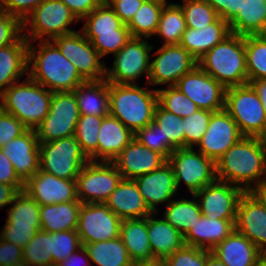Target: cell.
Masks as SVG:
<instances>
[{"instance_id": "1", "label": "cell", "mask_w": 266, "mask_h": 266, "mask_svg": "<svg viewBox=\"0 0 266 266\" xmlns=\"http://www.w3.org/2000/svg\"><path fill=\"white\" fill-rule=\"evenodd\" d=\"M217 180L249 192L266 181V147L261 137L243 136L216 161Z\"/></svg>"}, {"instance_id": "2", "label": "cell", "mask_w": 266, "mask_h": 266, "mask_svg": "<svg viewBox=\"0 0 266 266\" xmlns=\"http://www.w3.org/2000/svg\"><path fill=\"white\" fill-rule=\"evenodd\" d=\"M28 76L50 92H71L86 82L53 41L29 42Z\"/></svg>"}, {"instance_id": "3", "label": "cell", "mask_w": 266, "mask_h": 266, "mask_svg": "<svg viewBox=\"0 0 266 266\" xmlns=\"http://www.w3.org/2000/svg\"><path fill=\"white\" fill-rule=\"evenodd\" d=\"M157 104V90L149 84L109 83V114L134 134L153 122Z\"/></svg>"}, {"instance_id": "4", "label": "cell", "mask_w": 266, "mask_h": 266, "mask_svg": "<svg viewBox=\"0 0 266 266\" xmlns=\"http://www.w3.org/2000/svg\"><path fill=\"white\" fill-rule=\"evenodd\" d=\"M198 65L225 88L248 84L245 36L231 33L204 54Z\"/></svg>"}, {"instance_id": "5", "label": "cell", "mask_w": 266, "mask_h": 266, "mask_svg": "<svg viewBox=\"0 0 266 266\" xmlns=\"http://www.w3.org/2000/svg\"><path fill=\"white\" fill-rule=\"evenodd\" d=\"M53 92L32 80L10 85L0 97V108L22 122L28 129H35L49 113Z\"/></svg>"}, {"instance_id": "6", "label": "cell", "mask_w": 266, "mask_h": 266, "mask_svg": "<svg viewBox=\"0 0 266 266\" xmlns=\"http://www.w3.org/2000/svg\"><path fill=\"white\" fill-rule=\"evenodd\" d=\"M78 22L62 1L45 0L22 22V35L28 42L52 41L58 36L77 31L71 25Z\"/></svg>"}, {"instance_id": "7", "label": "cell", "mask_w": 266, "mask_h": 266, "mask_svg": "<svg viewBox=\"0 0 266 266\" xmlns=\"http://www.w3.org/2000/svg\"><path fill=\"white\" fill-rule=\"evenodd\" d=\"M149 38L131 37L114 55L112 66L106 64L105 80L114 84H140L137 81L145 76L148 84L151 53L155 45Z\"/></svg>"}, {"instance_id": "8", "label": "cell", "mask_w": 266, "mask_h": 266, "mask_svg": "<svg viewBox=\"0 0 266 266\" xmlns=\"http://www.w3.org/2000/svg\"><path fill=\"white\" fill-rule=\"evenodd\" d=\"M224 109L243 136L262 138L266 134L265 110L251 84L226 88Z\"/></svg>"}, {"instance_id": "9", "label": "cell", "mask_w": 266, "mask_h": 266, "mask_svg": "<svg viewBox=\"0 0 266 266\" xmlns=\"http://www.w3.org/2000/svg\"><path fill=\"white\" fill-rule=\"evenodd\" d=\"M39 170L58 178L76 179L90 161L75 136L39 143Z\"/></svg>"}, {"instance_id": "10", "label": "cell", "mask_w": 266, "mask_h": 266, "mask_svg": "<svg viewBox=\"0 0 266 266\" xmlns=\"http://www.w3.org/2000/svg\"><path fill=\"white\" fill-rule=\"evenodd\" d=\"M168 163L173 168L178 191L185 184L187 192L194 194L217 180L216 162L196 148L175 149Z\"/></svg>"}, {"instance_id": "11", "label": "cell", "mask_w": 266, "mask_h": 266, "mask_svg": "<svg viewBox=\"0 0 266 266\" xmlns=\"http://www.w3.org/2000/svg\"><path fill=\"white\" fill-rule=\"evenodd\" d=\"M80 113L75 92H53L49 113L35 128L39 143L75 135Z\"/></svg>"}, {"instance_id": "12", "label": "cell", "mask_w": 266, "mask_h": 266, "mask_svg": "<svg viewBox=\"0 0 266 266\" xmlns=\"http://www.w3.org/2000/svg\"><path fill=\"white\" fill-rule=\"evenodd\" d=\"M10 206L6 209L8 215L0 230V238L23 248L41 229L40 205L21 191Z\"/></svg>"}, {"instance_id": "13", "label": "cell", "mask_w": 266, "mask_h": 266, "mask_svg": "<svg viewBox=\"0 0 266 266\" xmlns=\"http://www.w3.org/2000/svg\"><path fill=\"white\" fill-rule=\"evenodd\" d=\"M197 65L198 60L180 44L161 45L152 50L148 84L156 90L158 86H173Z\"/></svg>"}, {"instance_id": "14", "label": "cell", "mask_w": 266, "mask_h": 266, "mask_svg": "<svg viewBox=\"0 0 266 266\" xmlns=\"http://www.w3.org/2000/svg\"><path fill=\"white\" fill-rule=\"evenodd\" d=\"M61 53L76 66L86 81H99L105 78V59H102L82 31L58 36L52 40Z\"/></svg>"}, {"instance_id": "15", "label": "cell", "mask_w": 266, "mask_h": 266, "mask_svg": "<svg viewBox=\"0 0 266 266\" xmlns=\"http://www.w3.org/2000/svg\"><path fill=\"white\" fill-rule=\"evenodd\" d=\"M121 180L122 175L112 162L89 161L76 177L78 200L105 203Z\"/></svg>"}, {"instance_id": "16", "label": "cell", "mask_w": 266, "mask_h": 266, "mask_svg": "<svg viewBox=\"0 0 266 266\" xmlns=\"http://www.w3.org/2000/svg\"><path fill=\"white\" fill-rule=\"evenodd\" d=\"M121 222L122 219L104 203H82L77 233L83 246L112 240L120 236Z\"/></svg>"}, {"instance_id": "17", "label": "cell", "mask_w": 266, "mask_h": 266, "mask_svg": "<svg viewBox=\"0 0 266 266\" xmlns=\"http://www.w3.org/2000/svg\"><path fill=\"white\" fill-rule=\"evenodd\" d=\"M199 109L218 112L224 109L226 88L199 65L183 75L174 85Z\"/></svg>"}, {"instance_id": "18", "label": "cell", "mask_w": 266, "mask_h": 266, "mask_svg": "<svg viewBox=\"0 0 266 266\" xmlns=\"http://www.w3.org/2000/svg\"><path fill=\"white\" fill-rule=\"evenodd\" d=\"M245 192L238 186L216 180L194 193L201 213L208 219H236L240 197Z\"/></svg>"}, {"instance_id": "19", "label": "cell", "mask_w": 266, "mask_h": 266, "mask_svg": "<svg viewBox=\"0 0 266 266\" xmlns=\"http://www.w3.org/2000/svg\"><path fill=\"white\" fill-rule=\"evenodd\" d=\"M243 135L225 109L213 112L197 150L215 162Z\"/></svg>"}, {"instance_id": "20", "label": "cell", "mask_w": 266, "mask_h": 266, "mask_svg": "<svg viewBox=\"0 0 266 266\" xmlns=\"http://www.w3.org/2000/svg\"><path fill=\"white\" fill-rule=\"evenodd\" d=\"M40 206L79 201L76 179L58 178L39 170L24 183V190Z\"/></svg>"}, {"instance_id": "21", "label": "cell", "mask_w": 266, "mask_h": 266, "mask_svg": "<svg viewBox=\"0 0 266 266\" xmlns=\"http://www.w3.org/2000/svg\"><path fill=\"white\" fill-rule=\"evenodd\" d=\"M140 194L153 213L159 212V205H166L178 195L173 168L167 162L161 168L134 179Z\"/></svg>"}, {"instance_id": "22", "label": "cell", "mask_w": 266, "mask_h": 266, "mask_svg": "<svg viewBox=\"0 0 266 266\" xmlns=\"http://www.w3.org/2000/svg\"><path fill=\"white\" fill-rule=\"evenodd\" d=\"M168 160L133 138L112 161L123 179H132L161 168Z\"/></svg>"}, {"instance_id": "23", "label": "cell", "mask_w": 266, "mask_h": 266, "mask_svg": "<svg viewBox=\"0 0 266 266\" xmlns=\"http://www.w3.org/2000/svg\"><path fill=\"white\" fill-rule=\"evenodd\" d=\"M235 230L266 253V209L249 192L239 199Z\"/></svg>"}, {"instance_id": "24", "label": "cell", "mask_w": 266, "mask_h": 266, "mask_svg": "<svg viewBox=\"0 0 266 266\" xmlns=\"http://www.w3.org/2000/svg\"><path fill=\"white\" fill-rule=\"evenodd\" d=\"M18 177L25 183L39 171V142L35 129H27L1 148Z\"/></svg>"}, {"instance_id": "25", "label": "cell", "mask_w": 266, "mask_h": 266, "mask_svg": "<svg viewBox=\"0 0 266 266\" xmlns=\"http://www.w3.org/2000/svg\"><path fill=\"white\" fill-rule=\"evenodd\" d=\"M133 138L132 131L116 117L107 114L99 130L97 150L89 157V160L112 162Z\"/></svg>"}, {"instance_id": "26", "label": "cell", "mask_w": 266, "mask_h": 266, "mask_svg": "<svg viewBox=\"0 0 266 266\" xmlns=\"http://www.w3.org/2000/svg\"><path fill=\"white\" fill-rule=\"evenodd\" d=\"M122 220L146 218L153 213L132 179H123L104 203Z\"/></svg>"}, {"instance_id": "27", "label": "cell", "mask_w": 266, "mask_h": 266, "mask_svg": "<svg viewBox=\"0 0 266 266\" xmlns=\"http://www.w3.org/2000/svg\"><path fill=\"white\" fill-rule=\"evenodd\" d=\"M211 254L226 266H255L264 256L246 236L234 230Z\"/></svg>"}, {"instance_id": "28", "label": "cell", "mask_w": 266, "mask_h": 266, "mask_svg": "<svg viewBox=\"0 0 266 266\" xmlns=\"http://www.w3.org/2000/svg\"><path fill=\"white\" fill-rule=\"evenodd\" d=\"M28 40L21 35L13 44L0 48V97L13 83L28 76Z\"/></svg>"}, {"instance_id": "29", "label": "cell", "mask_w": 266, "mask_h": 266, "mask_svg": "<svg viewBox=\"0 0 266 266\" xmlns=\"http://www.w3.org/2000/svg\"><path fill=\"white\" fill-rule=\"evenodd\" d=\"M158 213L147 216V232L149 236L150 249L155 260L163 261L176 250L185 245L184 236L173 228Z\"/></svg>"}, {"instance_id": "30", "label": "cell", "mask_w": 266, "mask_h": 266, "mask_svg": "<svg viewBox=\"0 0 266 266\" xmlns=\"http://www.w3.org/2000/svg\"><path fill=\"white\" fill-rule=\"evenodd\" d=\"M236 219L201 218L184 236L186 245L212 250L235 230Z\"/></svg>"}, {"instance_id": "31", "label": "cell", "mask_w": 266, "mask_h": 266, "mask_svg": "<svg viewBox=\"0 0 266 266\" xmlns=\"http://www.w3.org/2000/svg\"><path fill=\"white\" fill-rule=\"evenodd\" d=\"M230 34L229 23L219 17L214 23L201 29L186 28L180 45L199 60Z\"/></svg>"}, {"instance_id": "32", "label": "cell", "mask_w": 266, "mask_h": 266, "mask_svg": "<svg viewBox=\"0 0 266 266\" xmlns=\"http://www.w3.org/2000/svg\"><path fill=\"white\" fill-rule=\"evenodd\" d=\"M120 237L135 265L156 261L150 249L147 217L122 220Z\"/></svg>"}, {"instance_id": "33", "label": "cell", "mask_w": 266, "mask_h": 266, "mask_svg": "<svg viewBox=\"0 0 266 266\" xmlns=\"http://www.w3.org/2000/svg\"><path fill=\"white\" fill-rule=\"evenodd\" d=\"M81 22L84 24L80 30L91 42L98 35L130 34L127 25L115 14L114 9L105 3H100Z\"/></svg>"}, {"instance_id": "34", "label": "cell", "mask_w": 266, "mask_h": 266, "mask_svg": "<svg viewBox=\"0 0 266 266\" xmlns=\"http://www.w3.org/2000/svg\"><path fill=\"white\" fill-rule=\"evenodd\" d=\"M80 115L106 116L109 114V82L86 81L75 90Z\"/></svg>"}, {"instance_id": "35", "label": "cell", "mask_w": 266, "mask_h": 266, "mask_svg": "<svg viewBox=\"0 0 266 266\" xmlns=\"http://www.w3.org/2000/svg\"><path fill=\"white\" fill-rule=\"evenodd\" d=\"M80 201L40 206L41 229L47 232L77 230Z\"/></svg>"}, {"instance_id": "36", "label": "cell", "mask_w": 266, "mask_h": 266, "mask_svg": "<svg viewBox=\"0 0 266 266\" xmlns=\"http://www.w3.org/2000/svg\"><path fill=\"white\" fill-rule=\"evenodd\" d=\"M230 31L237 35L266 34V2L246 0L237 16L229 23Z\"/></svg>"}, {"instance_id": "37", "label": "cell", "mask_w": 266, "mask_h": 266, "mask_svg": "<svg viewBox=\"0 0 266 266\" xmlns=\"http://www.w3.org/2000/svg\"><path fill=\"white\" fill-rule=\"evenodd\" d=\"M190 196H188L189 199L184 196L179 199L174 198L166 204L162 214L163 218L183 236L203 215L194 194H190Z\"/></svg>"}, {"instance_id": "38", "label": "cell", "mask_w": 266, "mask_h": 266, "mask_svg": "<svg viewBox=\"0 0 266 266\" xmlns=\"http://www.w3.org/2000/svg\"><path fill=\"white\" fill-rule=\"evenodd\" d=\"M84 247L92 266H136L120 236L112 240L87 243Z\"/></svg>"}, {"instance_id": "39", "label": "cell", "mask_w": 266, "mask_h": 266, "mask_svg": "<svg viewBox=\"0 0 266 266\" xmlns=\"http://www.w3.org/2000/svg\"><path fill=\"white\" fill-rule=\"evenodd\" d=\"M186 28L181 6L177 2H168L161 12L154 37L160 38L162 45H179Z\"/></svg>"}, {"instance_id": "40", "label": "cell", "mask_w": 266, "mask_h": 266, "mask_svg": "<svg viewBox=\"0 0 266 266\" xmlns=\"http://www.w3.org/2000/svg\"><path fill=\"white\" fill-rule=\"evenodd\" d=\"M165 5L166 2L163 1L145 0L127 24L131 36L151 40L157 31L160 15Z\"/></svg>"}, {"instance_id": "41", "label": "cell", "mask_w": 266, "mask_h": 266, "mask_svg": "<svg viewBox=\"0 0 266 266\" xmlns=\"http://www.w3.org/2000/svg\"><path fill=\"white\" fill-rule=\"evenodd\" d=\"M245 50L248 83L266 79V34L246 35Z\"/></svg>"}, {"instance_id": "42", "label": "cell", "mask_w": 266, "mask_h": 266, "mask_svg": "<svg viewBox=\"0 0 266 266\" xmlns=\"http://www.w3.org/2000/svg\"><path fill=\"white\" fill-rule=\"evenodd\" d=\"M157 95L158 104L163 109L181 118L190 116L199 109L190 98L181 93L174 85L157 88Z\"/></svg>"}, {"instance_id": "43", "label": "cell", "mask_w": 266, "mask_h": 266, "mask_svg": "<svg viewBox=\"0 0 266 266\" xmlns=\"http://www.w3.org/2000/svg\"><path fill=\"white\" fill-rule=\"evenodd\" d=\"M23 260L30 266L52 265L51 232L38 230L23 247Z\"/></svg>"}, {"instance_id": "44", "label": "cell", "mask_w": 266, "mask_h": 266, "mask_svg": "<svg viewBox=\"0 0 266 266\" xmlns=\"http://www.w3.org/2000/svg\"><path fill=\"white\" fill-rule=\"evenodd\" d=\"M177 2L183 9L187 28L201 29L214 23L219 15L205 0H181Z\"/></svg>"}, {"instance_id": "45", "label": "cell", "mask_w": 266, "mask_h": 266, "mask_svg": "<svg viewBox=\"0 0 266 266\" xmlns=\"http://www.w3.org/2000/svg\"><path fill=\"white\" fill-rule=\"evenodd\" d=\"M104 117L80 115L77 122L74 136L88 158L97 150L99 130Z\"/></svg>"}, {"instance_id": "46", "label": "cell", "mask_w": 266, "mask_h": 266, "mask_svg": "<svg viewBox=\"0 0 266 266\" xmlns=\"http://www.w3.org/2000/svg\"><path fill=\"white\" fill-rule=\"evenodd\" d=\"M153 122L161 128L164 137L168 138L169 142L176 149L184 148L183 118L163 109L157 104Z\"/></svg>"}, {"instance_id": "47", "label": "cell", "mask_w": 266, "mask_h": 266, "mask_svg": "<svg viewBox=\"0 0 266 266\" xmlns=\"http://www.w3.org/2000/svg\"><path fill=\"white\" fill-rule=\"evenodd\" d=\"M212 111L198 109L192 115L183 118L184 148H196L209 125Z\"/></svg>"}, {"instance_id": "48", "label": "cell", "mask_w": 266, "mask_h": 266, "mask_svg": "<svg viewBox=\"0 0 266 266\" xmlns=\"http://www.w3.org/2000/svg\"><path fill=\"white\" fill-rule=\"evenodd\" d=\"M82 246L77 230L51 232L52 265L59 264Z\"/></svg>"}, {"instance_id": "49", "label": "cell", "mask_w": 266, "mask_h": 266, "mask_svg": "<svg viewBox=\"0 0 266 266\" xmlns=\"http://www.w3.org/2000/svg\"><path fill=\"white\" fill-rule=\"evenodd\" d=\"M134 138L142 145L162 154L167 160L171 153L176 149L169 142L168 138L164 137L161 128L154 122H151L148 126L138 130L134 134Z\"/></svg>"}, {"instance_id": "50", "label": "cell", "mask_w": 266, "mask_h": 266, "mask_svg": "<svg viewBox=\"0 0 266 266\" xmlns=\"http://www.w3.org/2000/svg\"><path fill=\"white\" fill-rule=\"evenodd\" d=\"M210 250L184 245L163 261L166 266H205Z\"/></svg>"}, {"instance_id": "51", "label": "cell", "mask_w": 266, "mask_h": 266, "mask_svg": "<svg viewBox=\"0 0 266 266\" xmlns=\"http://www.w3.org/2000/svg\"><path fill=\"white\" fill-rule=\"evenodd\" d=\"M22 35V22L0 10V48L13 44Z\"/></svg>"}, {"instance_id": "52", "label": "cell", "mask_w": 266, "mask_h": 266, "mask_svg": "<svg viewBox=\"0 0 266 266\" xmlns=\"http://www.w3.org/2000/svg\"><path fill=\"white\" fill-rule=\"evenodd\" d=\"M131 37V34L98 35L91 43L104 59L108 54H116Z\"/></svg>"}, {"instance_id": "53", "label": "cell", "mask_w": 266, "mask_h": 266, "mask_svg": "<svg viewBox=\"0 0 266 266\" xmlns=\"http://www.w3.org/2000/svg\"><path fill=\"white\" fill-rule=\"evenodd\" d=\"M27 129L16 117L0 108V149Z\"/></svg>"}, {"instance_id": "54", "label": "cell", "mask_w": 266, "mask_h": 266, "mask_svg": "<svg viewBox=\"0 0 266 266\" xmlns=\"http://www.w3.org/2000/svg\"><path fill=\"white\" fill-rule=\"evenodd\" d=\"M45 0H0V10L17 17L21 22Z\"/></svg>"}, {"instance_id": "55", "label": "cell", "mask_w": 266, "mask_h": 266, "mask_svg": "<svg viewBox=\"0 0 266 266\" xmlns=\"http://www.w3.org/2000/svg\"><path fill=\"white\" fill-rule=\"evenodd\" d=\"M0 183L14 186L19 192L24 190V182L16 174L10 159L0 149Z\"/></svg>"}, {"instance_id": "56", "label": "cell", "mask_w": 266, "mask_h": 266, "mask_svg": "<svg viewBox=\"0 0 266 266\" xmlns=\"http://www.w3.org/2000/svg\"><path fill=\"white\" fill-rule=\"evenodd\" d=\"M218 13L219 17L230 23L239 13L242 2L246 0H205Z\"/></svg>"}, {"instance_id": "57", "label": "cell", "mask_w": 266, "mask_h": 266, "mask_svg": "<svg viewBox=\"0 0 266 266\" xmlns=\"http://www.w3.org/2000/svg\"><path fill=\"white\" fill-rule=\"evenodd\" d=\"M145 0H113L109 5L124 24H128Z\"/></svg>"}, {"instance_id": "58", "label": "cell", "mask_w": 266, "mask_h": 266, "mask_svg": "<svg viewBox=\"0 0 266 266\" xmlns=\"http://www.w3.org/2000/svg\"><path fill=\"white\" fill-rule=\"evenodd\" d=\"M23 260V248L0 238V266H9Z\"/></svg>"}, {"instance_id": "59", "label": "cell", "mask_w": 266, "mask_h": 266, "mask_svg": "<svg viewBox=\"0 0 266 266\" xmlns=\"http://www.w3.org/2000/svg\"><path fill=\"white\" fill-rule=\"evenodd\" d=\"M70 11L81 21L90 14L100 3L101 0H60Z\"/></svg>"}, {"instance_id": "60", "label": "cell", "mask_w": 266, "mask_h": 266, "mask_svg": "<svg viewBox=\"0 0 266 266\" xmlns=\"http://www.w3.org/2000/svg\"><path fill=\"white\" fill-rule=\"evenodd\" d=\"M81 255V256H80ZM82 260V263L80 262ZM81 263V264H79ZM58 266H92L88 252L84 246L79 248L75 253L70 254L66 259L57 264Z\"/></svg>"}, {"instance_id": "61", "label": "cell", "mask_w": 266, "mask_h": 266, "mask_svg": "<svg viewBox=\"0 0 266 266\" xmlns=\"http://www.w3.org/2000/svg\"><path fill=\"white\" fill-rule=\"evenodd\" d=\"M18 193L14 186L0 183V210L8 207Z\"/></svg>"}, {"instance_id": "62", "label": "cell", "mask_w": 266, "mask_h": 266, "mask_svg": "<svg viewBox=\"0 0 266 266\" xmlns=\"http://www.w3.org/2000/svg\"><path fill=\"white\" fill-rule=\"evenodd\" d=\"M249 193L266 209V181L253 187Z\"/></svg>"}, {"instance_id": "63", "label": "cell", "mask_w": 266, "mask_h": 266, "mask_svg": "<svg viewBox=\"0 0 266 266\" xmlns=\"http://www.w3.org/2000/svg\"><path fill=\"white\" fill-rule=\"evenodd\" d=\"M250 84L256 90L266 114V79L254 80Z\"/></svg>"}, {"instance_id": "64", "label": "cell", "mask_w": 266, "mask_h": 266, "mask_svg": "<svg viewBox=\"0 0 266 266\" xmlns=\"http://www.w3.org/2000/svg\"><path fill=\"white\" fill-rule=\"evenodd\" d=\"M205 266H226V265L220 260H218L215 256L210 254L206 259Z\"/></svg>"}, {"instance_id": "65", "label": "cell", "mask_w": 266, "mask_h": 266, "mask_svg": "<svg viewBox=\"0 0 266 266\" xmlns=\"http://www.w3.org/2000/svg\"><path fill=\"white\" fill-rule=\"evenodd\" d=\"M136 266H166V264L164 263V261L156 260L154 262H148V263L138 264Z\"/></svg>"}, {"instance_id": "66", "label": "cell", "mask_w": 266, "mask_h": 266, "mask_svg": "<svg viewBox=\"0 0 266 266\" xmlns=\"http://www.w3.org/2000/svg\"><path fill=\"white\" fill-rule=\"evenodd\" d=\"M9 266H30L28 263H26L24 260L18 262V263H14V264H11Z\"/></svg>"}, {"instance_id": "67", "label": "cell", "mask_w": 266, "mask_h": 266, "mask_svg": "<svg viewBox=\"0 0 266 266\" xmlns=\"http://www.w3.org/2000/svg\"><path fill=\"white\" fill-rule=\"evenodd\" d=\"M255 266H266V259L264 257Z\"/></svg>"}, {"instance_id": "68", "label": "cell", "mask_w": 266, "mask_h": 266, "mask_svg": "<svg viewBox=\"0 0 266 266\" xmlns=\"http://www.w3.org/2000/svg\"><path fill=\"white\" fill-rule=\"evenodd\" d=\"M113 0H101V3L110 4Z\"/></svg>"}, {"instance_id": "69", "label": "cell", "mask_w": 266, "mask_h": 266, "mask_svg": "<svg viewBox=\"0 0 266 266\" xmlns=\"http://www.w3.org/2000/svg\"><path fill=\"white\" fill-rule=\"evenodd\" d=\"M262 138H263V141H264V144H265V147H266V134Z\"/></svg>"}, {"instance_id": "70", "label": "cell", "mask_w": 266, "mask_h": 266, "mask_svg": "<svg viewBox=\"0 0 266 266\" xmlns=\"http://www.w3.org/2000/svg\"><path fill=\"white\" fill-rule=\"evenodd\" d=\"M159 1H163V2L168 3V2H170L171 0H159Z\"/></svg>"}]
</instances>
